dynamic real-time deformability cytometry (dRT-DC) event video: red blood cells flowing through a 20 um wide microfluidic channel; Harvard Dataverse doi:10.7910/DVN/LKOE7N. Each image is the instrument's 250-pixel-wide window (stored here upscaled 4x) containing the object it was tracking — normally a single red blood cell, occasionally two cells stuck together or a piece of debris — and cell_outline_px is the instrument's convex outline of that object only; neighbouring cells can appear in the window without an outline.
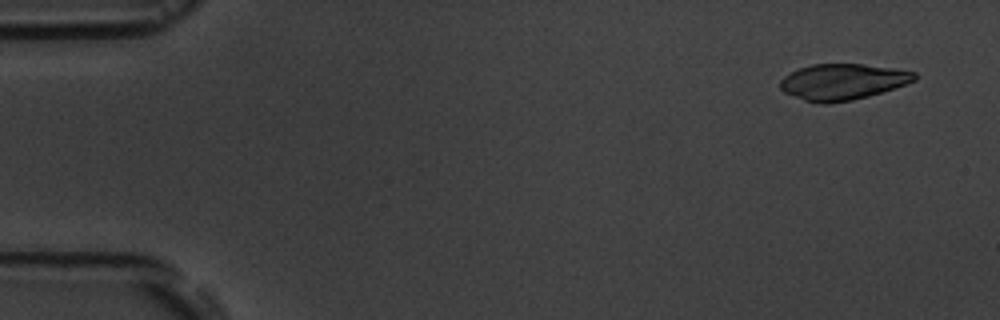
{"species": "common noctule bat (a hibernating species)", "species_latin": "Nyctalus noctula", "temperature_condition": "room temperature", "stored_images_in_passage": 4, "camera_frame_rate_fps": 3000, "um_per_image_px": 0.085, "animal": {"sex": "male", "body_mass_g": 19.5, "forearm_length_mm": 54.6}, "frame": {"image": 1, "passage_image": 1, "time_ms": 0.0, "image_size_px": [1000, 320], "cell_outline_px": [[916, 80], [868, 96], [852, 100], [828, 104], [820, 104], [804, 100], [784, 92], [780, 88], [780, 80], [784, 76], [800, 68], [812, 64], [864, 64], [892, 68], [916, 72]], "centroid_in_image_um": [71.59, 6.96], "position_along_channel_um": 13.4, "area_um2": 27.98}}